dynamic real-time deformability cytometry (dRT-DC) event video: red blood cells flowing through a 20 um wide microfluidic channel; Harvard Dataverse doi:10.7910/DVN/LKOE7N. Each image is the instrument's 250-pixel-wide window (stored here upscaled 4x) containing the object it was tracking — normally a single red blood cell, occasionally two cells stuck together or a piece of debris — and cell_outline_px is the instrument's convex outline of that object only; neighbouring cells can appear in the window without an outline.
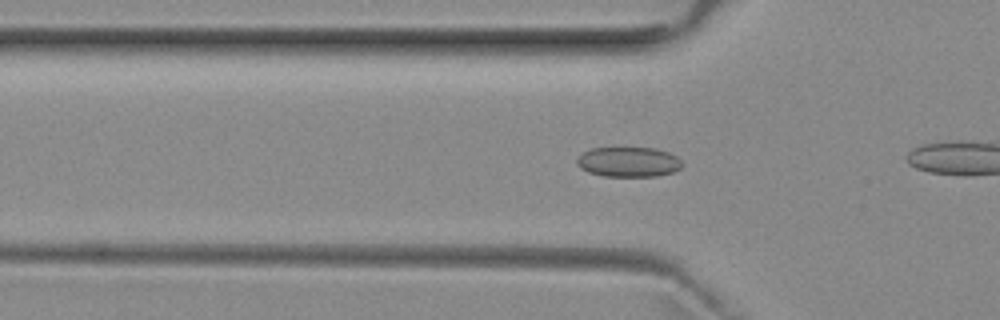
{"species": "common noctule bat (a hibernating species)", "species_latin": "Nyctalus noctula", "temperature_condition": "room temperature", "stored_images_in_passage": 19, "camera_frame_rate_fps": 3000, "um_per_image_px": 0.085, "animal": {"sex": "female", "body_mass_g": 29.2, "forearm_length_mm": 56.3}, "frame": {"image": 1, "passage_image": 16, "time_ms": 5.0, "image_size_px": [1000, 320], "cell_outline_px": [[684, 164], [680, 168], [672, 172], [656, 176], [604, 176], [588, 172], [580, 168], [576, 164], [576, 160], [584, 152], [592, 148], [656, 148], [668, 152], [676, 156]], "centroid_in_image_um": [53.42, 13.76], "position_along_channel_um": 72.4, "area_um2": 18.32}}